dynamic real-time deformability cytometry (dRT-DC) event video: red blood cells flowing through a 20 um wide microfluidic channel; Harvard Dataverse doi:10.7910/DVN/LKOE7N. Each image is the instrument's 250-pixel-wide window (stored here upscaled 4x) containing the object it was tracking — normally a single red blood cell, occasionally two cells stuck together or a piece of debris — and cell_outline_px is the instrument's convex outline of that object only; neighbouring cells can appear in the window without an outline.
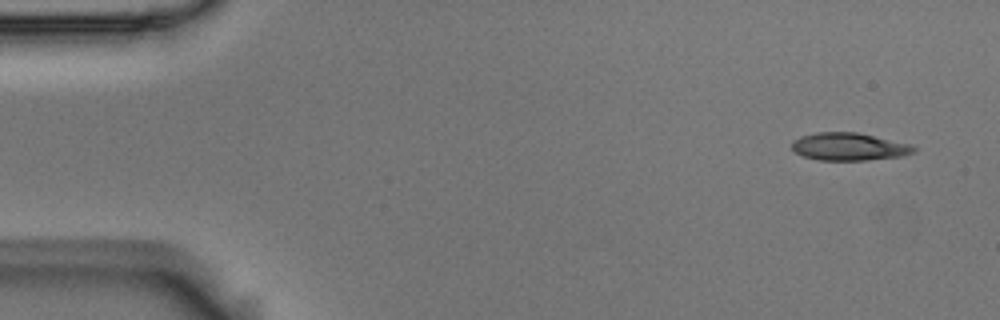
{"species": "Egyptian fruit bat (a non-hibernating species)", "species_latin": "Rousettus aegyptiacus", "temperature_condition": "room temperature", "stored_images_in_passage": 4, "camera_frame_rate_fps": 3000, "um_per_image_px": 0.085, "animal": {"sex": "male"}, "frame": {"image": 1, "passage_image": 1, "time_ms": 0.0, "image_size_px": [1000, 320], "cell_outline_px": [[916, 152], [900, 156], [864, 160], [820, 160], [804, 156], [796, 152], [792, 148], [792, 140], [800, 136], [816, 132], [856, 132], [912, 144], [916, 148]], "centroid_in_image_um": [72.17, 12.45], "position_along_channel_um": 12.8, "area_um2": 19.59}}
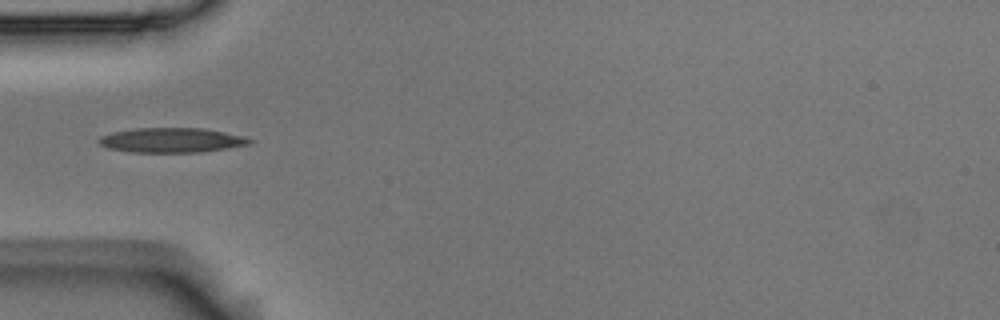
{"frame": {"image": 2, "passage_image": 4, "time_ms": 1.0, "image_size_px": [1000, 320], "cell_outline_px": [[252, 140], [248, 144], [228, 148], [200, 152], [132, 152], [108, 148], [100, 144], [96, 140], [100, 136], [112, 132], [136, 128], [204, 128], [244, 136]], "centroid_in_image_um": [14.55, 11.91], "position_along_channel_um": 70.5, "area_um2": 21.62}}